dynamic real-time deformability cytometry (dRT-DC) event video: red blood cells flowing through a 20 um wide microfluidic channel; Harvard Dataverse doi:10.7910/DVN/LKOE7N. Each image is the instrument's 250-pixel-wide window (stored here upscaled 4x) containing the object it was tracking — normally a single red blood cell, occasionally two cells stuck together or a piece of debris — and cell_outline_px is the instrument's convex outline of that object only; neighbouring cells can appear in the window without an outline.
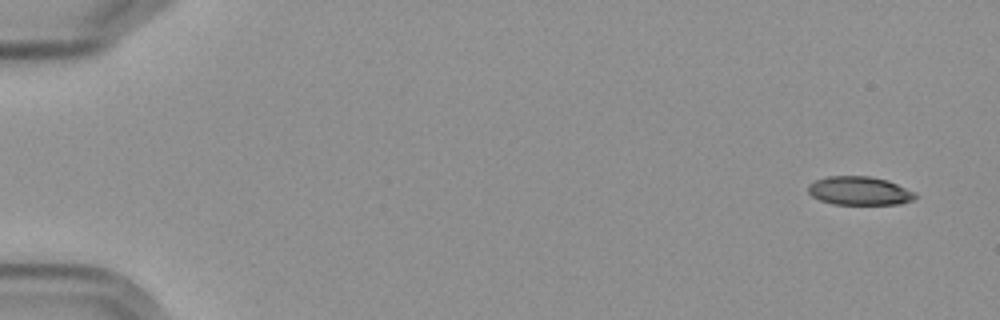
{"species": "Egyptian fruit bat (a non-hibernating species)", "species_latin": "Rousettus aegyptiacus", "temperature_condition": "cold", "stored_images_in_passage": 6, "camera_frame_rate_fps": 3000, "um_per_image_px": 0.085, "frame": {"image": 1, "passage_image": 1, "time_ms": 0.0, "image_size_px": [1000, 320], "cell_outline_px": [[916, 196], [912, 200], [900, 204], [832, 204], [820, 200], [812, 196], [808, 192], [808, 184], [816, 180], [828, 176], [868, 176], [888, 180], [916, 192]], "centroid_in_image_um": [73.05, 16.22], "position_along_channel_um": 12.0, "area_um2": 17.86}}
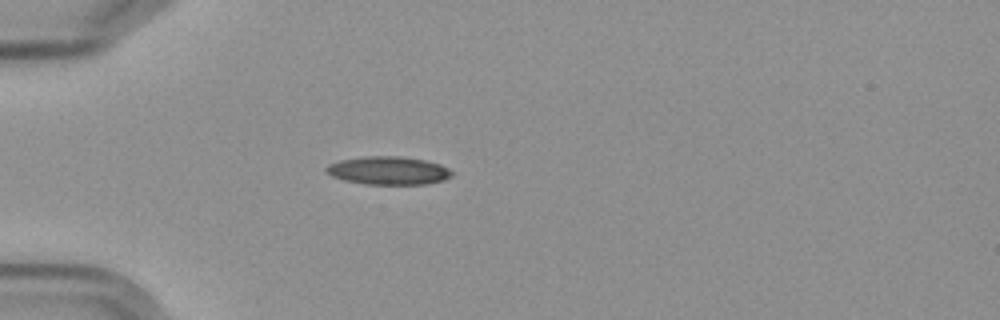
{"frame": {"image": 2, "passage_image": 5, "time_ms": 4.667, "image_size_px": [1000, 320], "cell_outline_px": [[452, 176], [444, 180], [428, 184], [364, 184], [344, 180], [332, 176], [324, 172], [324, 168], [328, 164], [340, 160], [364, 156], [400, 156], [424, 160], [440, 164], [448, 168], [452, 172]], "centroid_in_image_um": [32.98, 14.5], "position_along_channel_um": 52.0, "area_um2": 20.75}}